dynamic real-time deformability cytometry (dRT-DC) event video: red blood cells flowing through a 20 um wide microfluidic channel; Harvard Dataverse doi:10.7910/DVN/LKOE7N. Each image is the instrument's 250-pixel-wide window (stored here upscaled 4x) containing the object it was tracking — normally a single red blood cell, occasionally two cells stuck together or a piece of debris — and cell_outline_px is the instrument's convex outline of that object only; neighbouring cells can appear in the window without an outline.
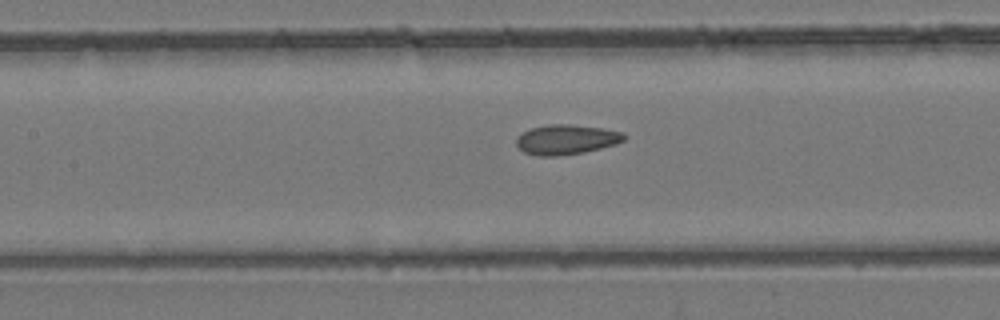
{"species": "common noctule bat (a hibernating species)", "species_latin": "Nyctalus noctula", "temperature_condition": "room temperature", "stored_images_in_passage": 18, "camera_frame_rate_fps": 3000, "um_per_image_px": 0.085, "animal": {"sex": "female", "body_mass_g": 24.6, "forearm_length_mm": 56.2}, "frame": {"image": 1, "passage_image": 11, "time_ms": 3.333, "image_size_px": [1000, 320], "cell_outline_px": [[628, 136], [624, 140], [616, 144], [584, 152], [556, 156], [536, 156], [524, 152], [516, 144], [516, 136], [528, 128], [548, 124], [568, 124], [600, 128], [624, 132]], "centroid_in_image_um": [48.11, 11.85], "position_along_channel_um": 159.3, "area_um2": 18.9}}